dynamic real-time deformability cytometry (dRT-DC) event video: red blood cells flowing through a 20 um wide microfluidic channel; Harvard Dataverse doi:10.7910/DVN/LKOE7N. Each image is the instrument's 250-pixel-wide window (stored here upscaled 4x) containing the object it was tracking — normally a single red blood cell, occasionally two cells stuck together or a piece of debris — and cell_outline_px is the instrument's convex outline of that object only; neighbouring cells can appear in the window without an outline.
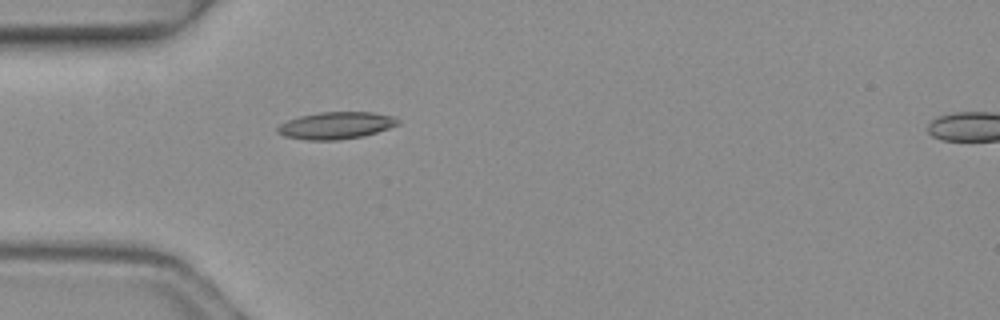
{"species": "common noctule bat (a hibernating species)", "species_latin": "Nyctalus noctula", "temperature_condition": "warm", "stored_images_in_passage": 1, "camera_frame_rate_fps": 3000, "um_per_image_px": 0.085, "animal": {"sex": "female", "body_mass_g": 19.3, "forearm_length_mm": 54.1}, "frame": {"image": 1, "passage_image": 1, "time_ms": 0.0, "image_size_px": [1000, 320], "cell_outline_px": [[400, 124], [364, 136], [336, 140], [308, 140], [284, 136], [276, 132], [276, 128], [280, 124], [288, 120], [300, 116], [320, 112], [372, 112], [396, 116], [400, 120]], "centroid_in_image_um": [28.58, 10.66], "position_along_channel_um": 56.4, "area_um2": 19.07}}